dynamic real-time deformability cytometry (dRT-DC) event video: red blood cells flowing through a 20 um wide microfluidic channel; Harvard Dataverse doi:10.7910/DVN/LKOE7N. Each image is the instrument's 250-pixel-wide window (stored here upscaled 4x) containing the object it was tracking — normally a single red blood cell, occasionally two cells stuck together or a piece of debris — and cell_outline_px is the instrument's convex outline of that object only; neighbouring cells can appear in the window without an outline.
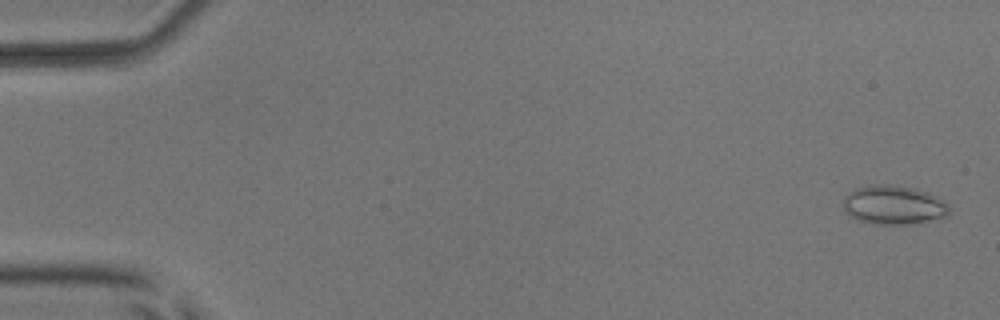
{"species": "common noctule bat (a hibernating species)", "species_latin": "Nyctalus noctula", "temperature_condition": "room temperature", "stored_images_in_passage": 53, "camera_frame_rate_fps": 3000, "um_per_image_px": 0.085, "animal": {"sex": "male", "body_mass_g": 17.9, "forearm_length_mm": 54.2}, "frame": {"image": 1, "passage_image": 2, "time_ms": 0.333, "image_size_px": [1000, 320], "cell_outline_px": [[952, 212], [948, 216], [920, 224], [872, 224], [860, 220], [852, 216], [844, 208], [844, 196], [848, 192], [856, 188], [872, 184], [888, 184], [912, 188], [928, 192], [944, 200], [948, 204]], "centroid_in_image_um": [76.03, 17.43], "position_along_channel_um": 9.0, "area_um2": 24.39}}
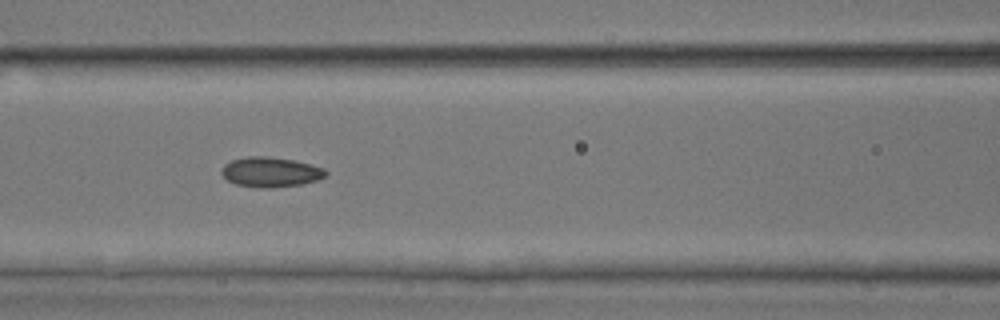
{"frame": {"image": 2, "passage_image": 24, "time_ms": 7.667, "image_size_px": [1000, 320], "cell_outline_px": [[328, 172], [324, 176], [316, 180], [304, 184], [268, 188], [260, 188], [236, 184], [228, 180], [220, 172], [224, 164], [232, 160], [248, 156], [268, 156], [292, 160], [324, 168]], "centroid_in_image_um": [22.98, 14.62], "position_along_channel_um": 143.6, "area_um2": 18.03}}
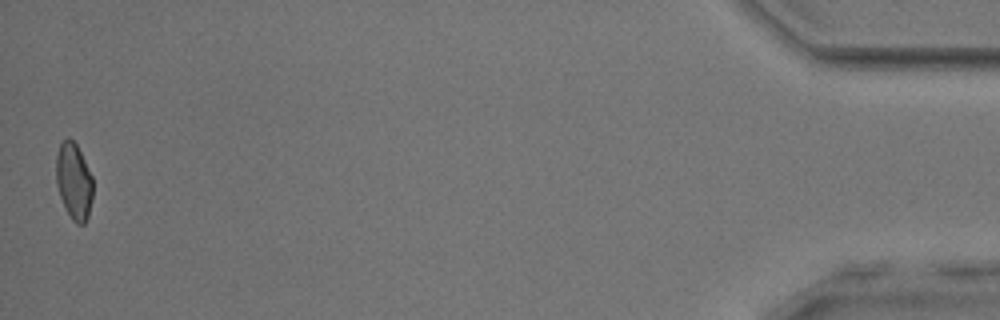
{"frame": {"image": 3, "passage_image": 53, "time_ms": 17.333, "image_size_px": [1000, 320], "cell_outline_px": [[92, 200], [88, 216], [84, 224], [76, 224], [72, 220], [60, 196], [56, 184], [56, 152], [60, 144], [68, 136], [76, 144], [92, 176]], "centroid_in_image_um": [6.27, 15.4], "position_along_channel_um": 428.9, "area_um2": 16.3}, "authors_computed_cell_mechanics": {"area_um2": 17.8024, "velocity_mm_per_s": 3.904, "shape_relaxation_time_tau1_ms": 6.9226, "shape_relaxation_time_tau2_ms": 2.4033, "deformation_change_tau1": 0.115, "deformation_change_tau2": 0.0837}}